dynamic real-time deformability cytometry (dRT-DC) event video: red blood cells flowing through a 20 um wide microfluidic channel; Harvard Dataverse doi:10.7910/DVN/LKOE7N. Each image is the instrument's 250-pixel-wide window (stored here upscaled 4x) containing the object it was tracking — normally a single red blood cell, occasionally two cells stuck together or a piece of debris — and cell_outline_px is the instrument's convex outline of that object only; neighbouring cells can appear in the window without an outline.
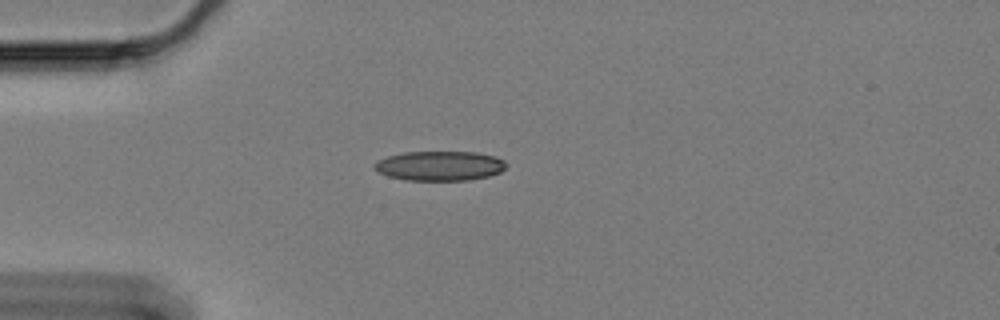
{"species": "Egyptian fruit bat (a non-hibernating species)", "species_latin": "Rousettus aegyptiacus", "temperature_condition": "cold", "stored_images_in_passage": 45, "camera_frame_rate_fps": 3000, "um_per_image_px": 0.085, "animal": {"sex": "female"}, "frame": {"image": 1, "passage_image": 1, "time_ms": 0.0, "image_size_px": [1000, 320], "cell_outline_px": [[508, 164], [500, 172], [488, 176], [468, 180], [404, 180], [388, 176], [372, 168], [372, 164], [376, 160], [388, 156], [404, 152], [476, 152], [496, 156], [504, 160]], "centroid_in_image_um": [37.36, 14.09], "position_along_channel_um": 47.6, "area_um2": 22.89}}
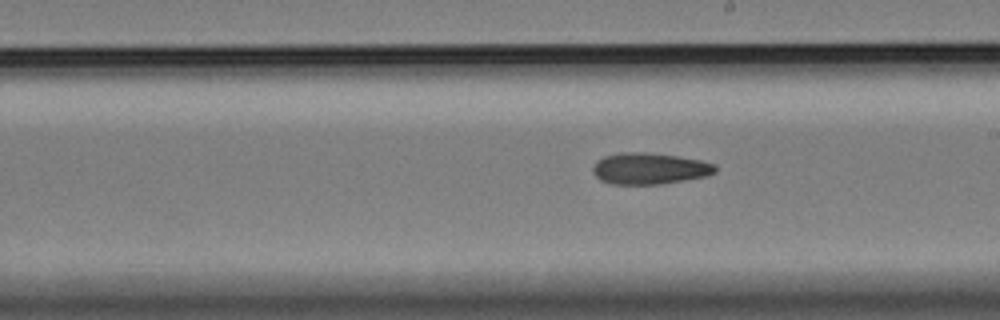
{"frame": {"image": 2, "passage_image": 19, "time_ms": 6.0, "image_size_px": [1000, 320], "cell_outline_px": [[716, 172], [708, 176], [660, 184], [612, 184], [600, 180], [592, 172], [592, 168], [596, 160], [604, 156], [620, 152], [644, 152], [676, 156], [700, 160], [716, 164]], "centroid_in_image_um": [55.19, 14.32], "position_along_channel_um": 233.8, "area_um2": 22.48}}
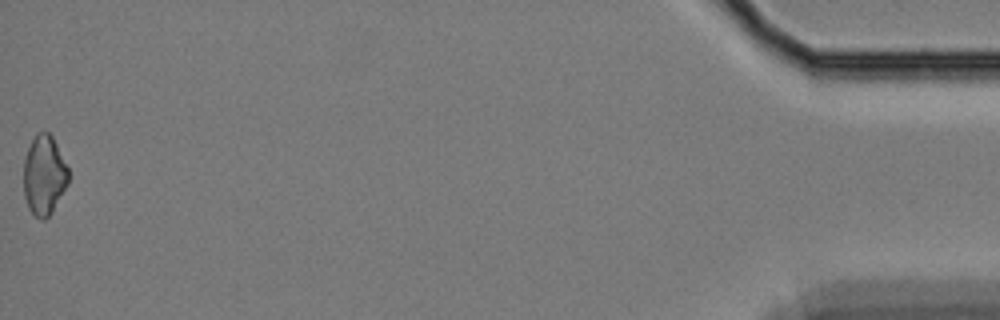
{"frame": {"image": 3, "passage_image": 45, "time_ms": 14.667, "image_size_px": [1000, 320], "cell_outline_px": [[68, 184], [52, 212], [44, 220], [40, 220], [28, 208], [24, 196], [24, 160], [28, 148], [36, 132], [48, 132], [52, 136], [68, 168]], "centroid_in_image_um": [3.74, 14.9], "position_along_channel_um": 431.5, "area_um2": 20.69}}